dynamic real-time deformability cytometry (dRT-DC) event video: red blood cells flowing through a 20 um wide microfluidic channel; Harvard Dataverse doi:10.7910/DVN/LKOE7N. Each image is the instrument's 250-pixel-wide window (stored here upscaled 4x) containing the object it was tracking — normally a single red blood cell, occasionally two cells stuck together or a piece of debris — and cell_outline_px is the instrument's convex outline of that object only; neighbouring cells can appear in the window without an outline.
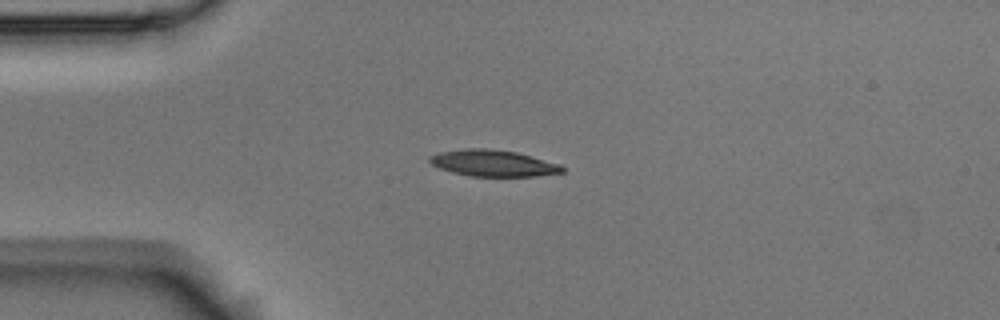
{"species": "Egyptian fruit bat (a non-hibernating species)", "species_latin": "Rousettus aegyptiacus", "temperature_condition": "room temperature", "stored_images_in_passage": 44, "camera_frame_rate_fps": 3000, "um_per_image_px": 0.085, "animal": {"sex": "male"}, "frame": {"image": 1, "passage_image": 1, "time_ms": 0.0, "image_size_px": [1000, 320], "cell_outline_px": [[564, 172], [536, 176], [468, 176], [452, 172], [440, 168], [432, 164], [428, 160], [428, 156], [440, 152], [468, 148], [484, 148], [516, 152], [560, 164], [564, 168]], "centroid_in_image_um": [41.9, 13.87], "position_along_channel_um": 43.1, "area_um2": 20.29}}
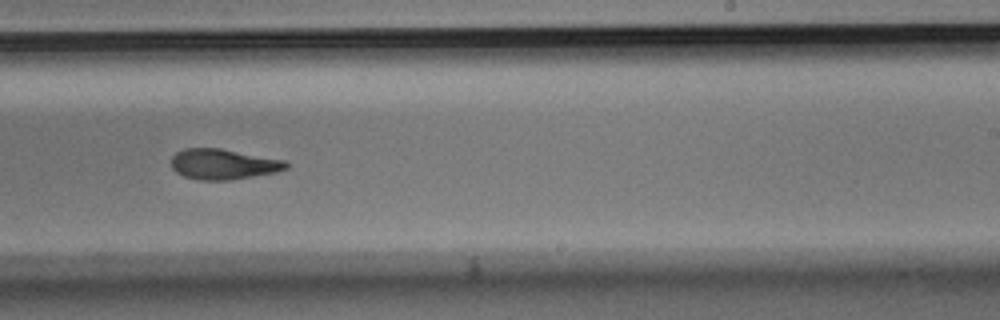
{"frame": {"image": 2, "passage_image": 22, "time_ms": 7.0, "image_size_px": [1000, 320], "cell_outline_px": [[288, 168], [276, 172], [228, 180], [196, 180], [184, 176], [176, 172], [172, 168], [172, 156], [176, 152], [184, 148], [220, 148], [284, 160], [288, 164]], "centroid_in_image_um": [18.95, 13.95], "position_along_channel_um": 270.1, "area_um2": 20.29}}
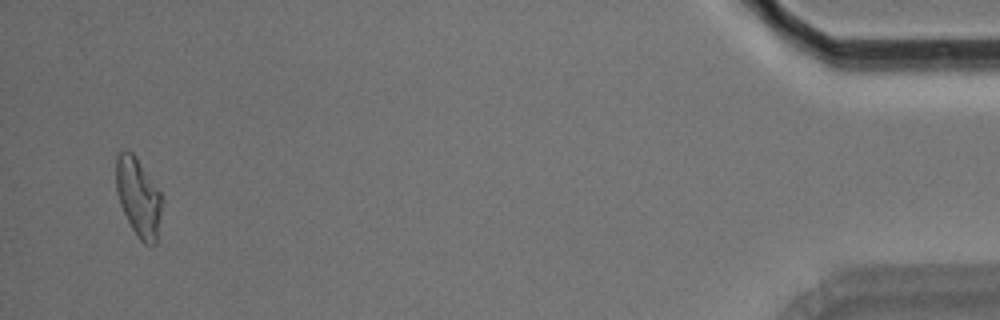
{"frame": {"image": 3, "passage_image": 42, "time_ms": 13.667, "image_size_px": [1000, 320], "cell_outline_px": [[164, 200], [156, 244], [152, 248], [144, 244], [136, 236], [120, 204], [116, 192], [116, 156], [124, 148], [132, 152], [136, 156], [160, 192]], "centroid_in_image_um": [11.78, 16.79], "position_along_channel_um": 423.4, "area_um2": 21.44}, "authors_computed_cell_mechanics": {"area_um2": 20.9525, "velocity_mm_per_s": 3.5382, "shape_relaxation_time_tau1_ms": 4.8999, "shape_relaxation_time_tau2_ms": 4.0726, "deformation_change_tau1": 0.1743, "deformation_change_tau2": 0.1237}}